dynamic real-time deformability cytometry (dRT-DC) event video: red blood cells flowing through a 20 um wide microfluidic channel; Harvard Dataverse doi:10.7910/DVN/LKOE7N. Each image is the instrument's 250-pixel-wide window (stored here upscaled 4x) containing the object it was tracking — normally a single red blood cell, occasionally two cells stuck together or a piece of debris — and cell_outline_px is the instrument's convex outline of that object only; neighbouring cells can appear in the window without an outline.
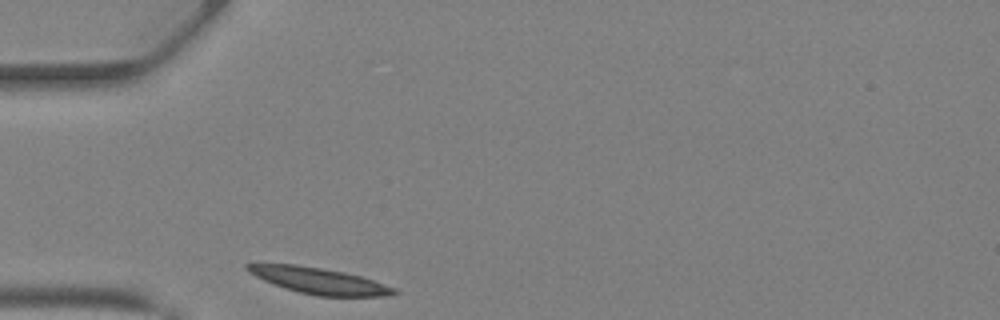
{"species": "Egyptian fruit bat (a non-hibernating species)", "species_latin": "Rousettus aegyptiacus", "temperature_condition": "warm", "stored_images_in_passage": 26, "camera_frame_rate_fps": 3000, "um_per_image_px": 0.085, "animal": {"sex": "female"}, "frame": {"image": 1, "passage_image": 1, "time_ms": 0.0, "image_size_px": [1000, 320], "cell_outline_px": [[400, 292], [388, 296], [316, 296], [284, 288], [264, 280], [248, 272], [244, 268], [244, 264], [252, 260], [256, 260], [296, 264], [344, 272], [360, 276], [396, 288]], "centroid_in_image_um": [26.96, 23.81], "position_along_channel_um": 58.0, "area_um2": 23.0}}
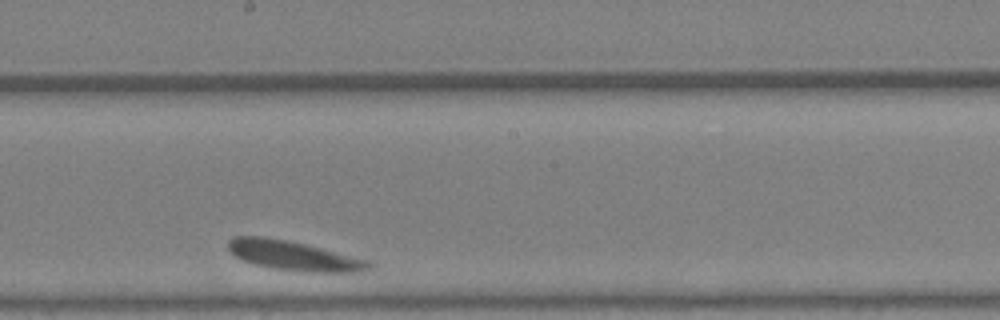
{"frame": {"image": 2, "passage_image": 15, "time_ms": 4.667, "image_size_px": [1000, 320], "cell_outline_px": [[376, 264], [372, 268], [356, 272], [308, 272], [276, 268], [256, 264], [244, 260], [236, 256], [228, 248], [228, 240], [232, 236], [260, 236], [288, 240], [372, 260]], "centroid_in_image_um": [25.06, 21.73], "position_along_channel_um": 223.1, "area_um2": 24.22}}
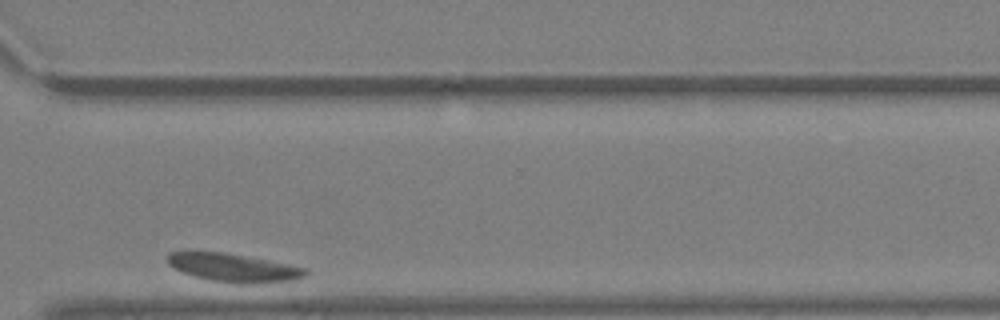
{"frame": {"image": 3, "passage_image": 25, "time_ms": 8.0, "image_size_px": [1000, 320], "cell_outline_px": [[308, 276], [292, 280], [252, 284], [240, 284], [212, 280], [196, 276], [172, 268], [168, 264], [168, 252], [224, 252], [288, 264], [308, 268]], "centroid_in_image_um": [19.9, 22.76], "position_along_channel_um": 350.7, "area_um2": 22.6}}